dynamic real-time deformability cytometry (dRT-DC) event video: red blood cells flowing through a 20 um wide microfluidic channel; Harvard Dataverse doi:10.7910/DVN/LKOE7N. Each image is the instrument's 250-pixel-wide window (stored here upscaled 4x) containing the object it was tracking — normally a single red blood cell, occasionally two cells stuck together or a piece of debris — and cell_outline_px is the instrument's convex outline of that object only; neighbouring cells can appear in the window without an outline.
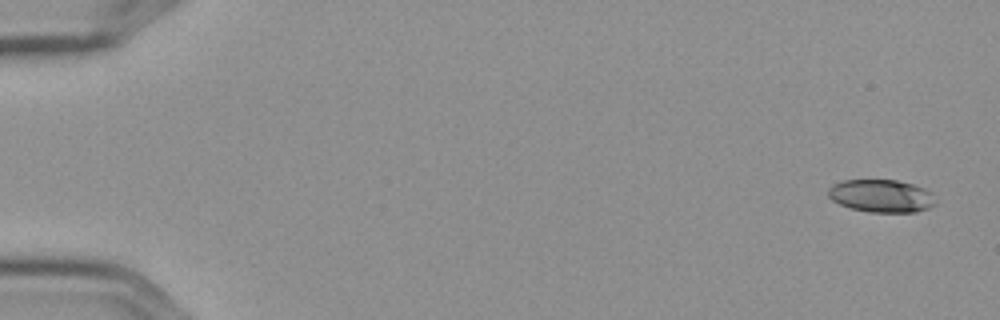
{"species": "Egyptian fruit bat (a non-hibernating species)", "species_latin": "Rousettus aegyptiacus", "temperature_condition": "cold", "stored_images_in_passage": 6, "camera_frame_rate_fps": 3000, "um_per_image_px": 0.085, "frame": {"image": 1, "passage_image": 1, "time_ms": 0.0, "image_size_px": [1000, 320], "cell_outline_px": [[936, 204], [928, 208], [916, 212], [868, 212], [852, 208], [840, 204], [832, 200], [828, 196], [828, 188], [832, 184], [844, 180], [896, 180], [912, 184], [924, 188], [932, 192], [936, 200]], "centroid_in_image_um": [74.93, 16.65], "position_along_channel_um": 10.1, "area_um2": 20.58}}